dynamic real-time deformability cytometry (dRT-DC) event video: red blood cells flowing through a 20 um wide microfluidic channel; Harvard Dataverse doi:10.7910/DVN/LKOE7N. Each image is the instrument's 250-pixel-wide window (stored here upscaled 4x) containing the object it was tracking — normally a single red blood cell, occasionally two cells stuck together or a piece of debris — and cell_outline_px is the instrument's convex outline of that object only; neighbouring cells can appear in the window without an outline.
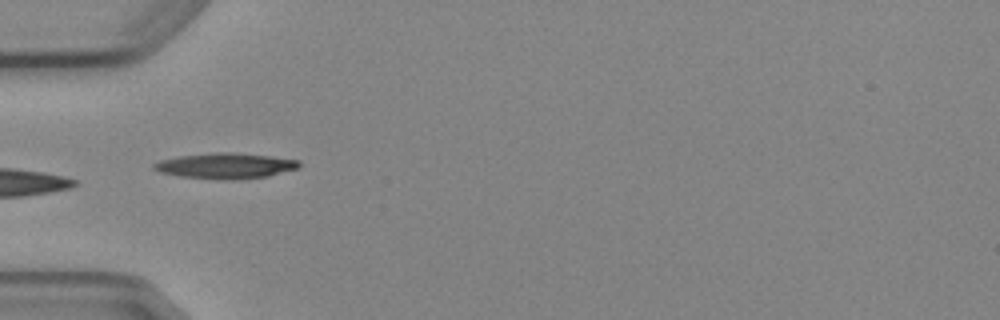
{"species": "Egyptian fruit bat (a non-hibernating species)", "species_latin": "Rousettus aegyptiacus", "temperature_condition": "cold", "stored_images_in_passage": 8, "camera_frame_rate_fps": 3000, "um_per_image_px": 0.085, "animal": {"sex": "female"}, "frame": {"image": 1, "passage_image": 5, "time_ms": 5.667, "image_size_px": [1000, 320], "cell_outline_px": [[300, 168], [268, 176], [232, 180], [220, 180], [180, 176], [160, 172], [152, 168], [152, 164], [160, 160], [180, 156], [216, 152], [232, 152], [268, 156], [300, 160]], "centroid_in_image_um": [19.17, 14.1], "position_along_channel_um": 65.8, "area_um2": 21.68}}
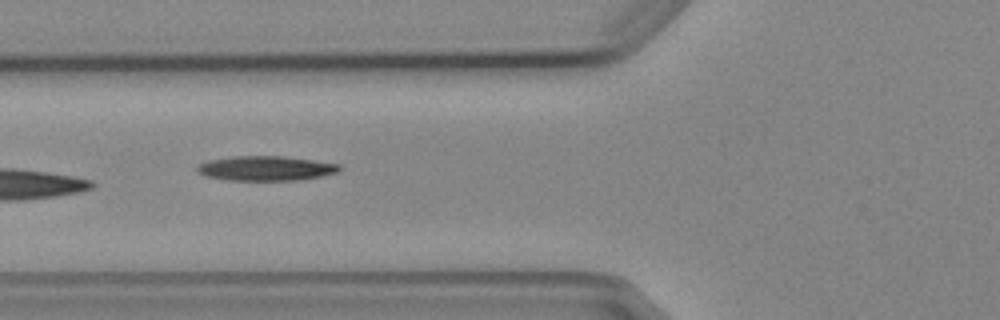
{"frame": {"image": 2, "passage_image": 6, "time_ms": 6.667, "image_size_px": [1000, 320], "cell_outline_px": [[340, 168], [336, 172], [320, 176], [296, 180], [228, 180], [208, 176], [196, 172], [196, 168], [200, 164], [208, 160], [232, 156], [284, 156], [340, 164]], "centroid_in_image_um": [22.56, 14.3], "position_along_channel_um": 103.2, "area_um2": 20.23}}
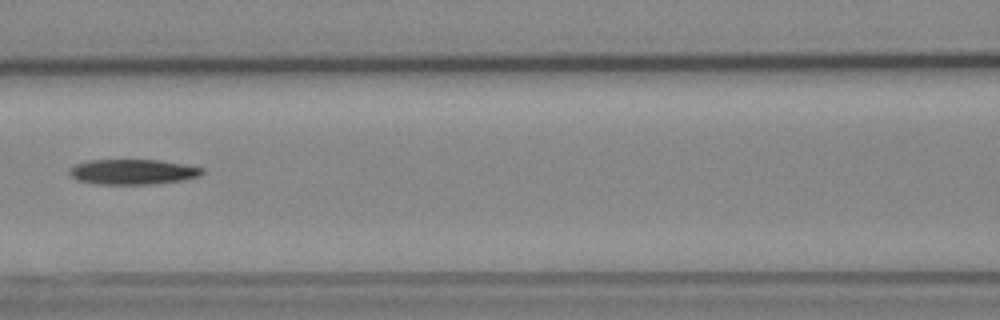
{"frame": {"image": 3, "passage_image": 7, "time_ms": 8.0, "image_size_px": [1000, 320], "cell_outline_px": [[204, 172], [200, 176], [184, 180], [152, 184], [96, 184], [76, 180], [68, 172], [68, 168], [76, 164], [88, 160], [160, 160], [184, 164], [204, 168]], "centroid_in_image_um": [11.28, 14.61], "position_along_channel_um": 155.3, "area_um2": 19.65}}